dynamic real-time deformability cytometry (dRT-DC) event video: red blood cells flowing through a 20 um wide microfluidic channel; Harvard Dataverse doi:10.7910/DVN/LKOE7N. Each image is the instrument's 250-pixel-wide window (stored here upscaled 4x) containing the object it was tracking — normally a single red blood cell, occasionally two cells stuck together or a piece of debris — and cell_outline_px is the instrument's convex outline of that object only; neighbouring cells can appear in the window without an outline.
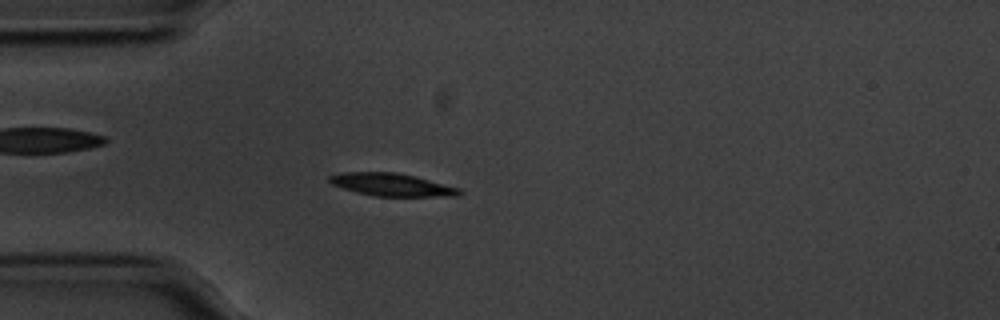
{"species": "common noctule bat (a hibernating species)", "species_latin": "Nyctalus noctula", "temperature_condition": "cold", "stored_images_in_passage": 52, "camera_frame_rate_fps": 3000, "um_per_image_px": 0.085, "animal": {"sex": "male", "body_mass_g": 20.1, "forearm_length_mm": 53.5}, "frame": {"image": 1, "passage_image": 11, "time_ms": 3.333, "image_size_px": [1000, 320], "cell_outline_px": [[460, 192], [424, 196], [380, 196], [360, 192], [336, 184], [328, 180], [328, 176], [352, 172], [392, 172], [412, 176], [456, 188]], "centroid_in_image_um": [33.16, 15.67], "position_along_channel_um": 51.8, "area_um2": 15.55}}
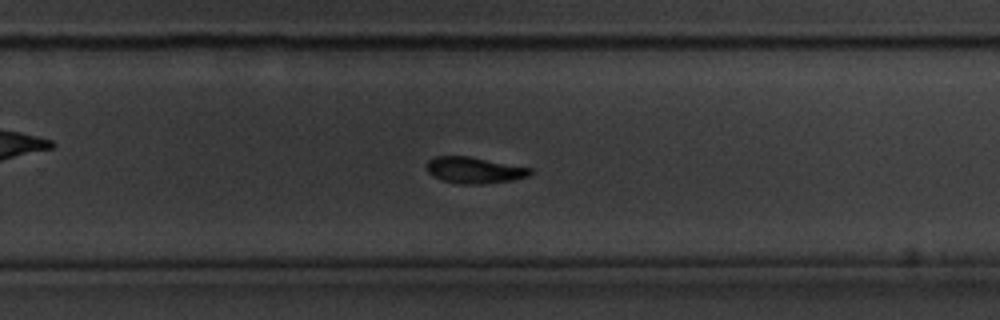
{"frame": {"image": 2, "passage_image": 32, "time_ms": 10.333, "image_size_px": [1000, 320], "cell_outline_px": [[532, 172], [524, 176], [508, 180], [444, 180], [428, 172], [428, 160], [436, 156], [464, 156], [532, 168]], "centroid_in_image_um": [40.28, 14.37], "position_along_channel_um": 289.5, "area_um2": 13.93}}
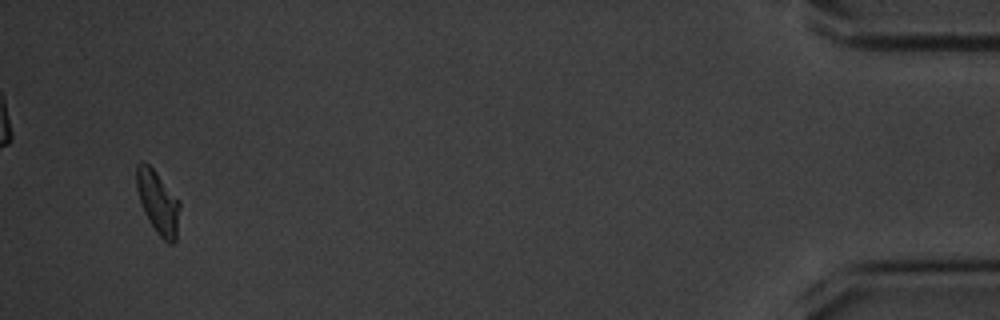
{"frame": {"image": 3, "passage_image": 50, "time_ms": 16.333, "image_size_px": [1000, 320], "cell_outline_px": [[180, 204], [176, 240], [172, 244], [164, 240], [160, 236], [152, 224], [140, 200], [136, 184], [136, 168], [140, 164], [148, 164], [152, 168]], "centroid_in_image_um": [13.44, 17.23], "position_along_channel_um": 421.8, "area_um2": 14.8}, "authors_computed_cell_mechanics": {"area_um2": 14.9124, "velocity_mm_per_s": 3.5159, "shape_relaxation_time_tau1_ms": 2.466, "shape_relaxation_time_tau2_ms": null, "deformation_change_tau1": 0.1115, "deformation_change_tau2": null}}